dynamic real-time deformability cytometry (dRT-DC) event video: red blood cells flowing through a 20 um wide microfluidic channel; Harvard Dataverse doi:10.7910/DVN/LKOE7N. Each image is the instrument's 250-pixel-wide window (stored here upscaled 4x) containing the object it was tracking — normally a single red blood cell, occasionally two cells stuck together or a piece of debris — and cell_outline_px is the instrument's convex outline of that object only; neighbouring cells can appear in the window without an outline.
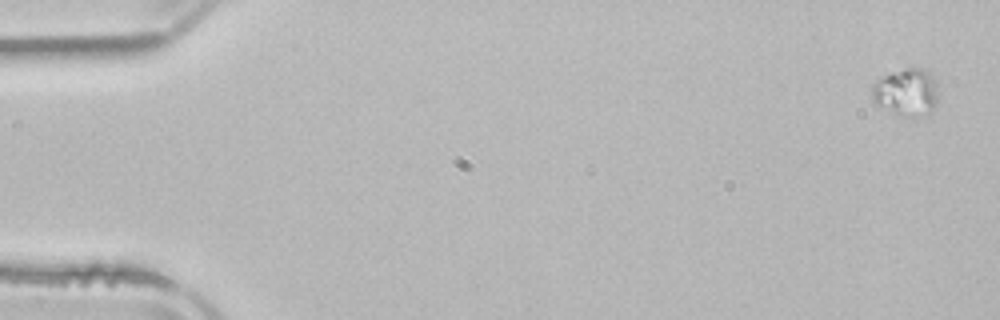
{"species": "common noctule bat (a hibernating species)", "species_latin": "Nyctalus noctula", "temperature_condition": "room temperature", "stored_images_in_passage": 4, "camera_frame_rate_fps": 3000, "um_per_image_px": 0.085, "animal": {"sex": "male", "body_mass_g": 21.5, "forearm_length_mm": 52.0}, "frame": {"image": 1, "passage_image": 1, "time_ms": 0.0, "image_size_px": [1000, 320], "cell_outline_px": [[936, 104], [932, 112], [924, 116], [912, 120], [896, 116], [872, 104], [868, 92], [872, 84], [876, 80], [892, 72], [912, 64], [928, 72], [936, 80]], "centroid_in_image_um": [76.96, 7.89], "position_along_channel_um": 8.0, "area_um2": 19.71}}